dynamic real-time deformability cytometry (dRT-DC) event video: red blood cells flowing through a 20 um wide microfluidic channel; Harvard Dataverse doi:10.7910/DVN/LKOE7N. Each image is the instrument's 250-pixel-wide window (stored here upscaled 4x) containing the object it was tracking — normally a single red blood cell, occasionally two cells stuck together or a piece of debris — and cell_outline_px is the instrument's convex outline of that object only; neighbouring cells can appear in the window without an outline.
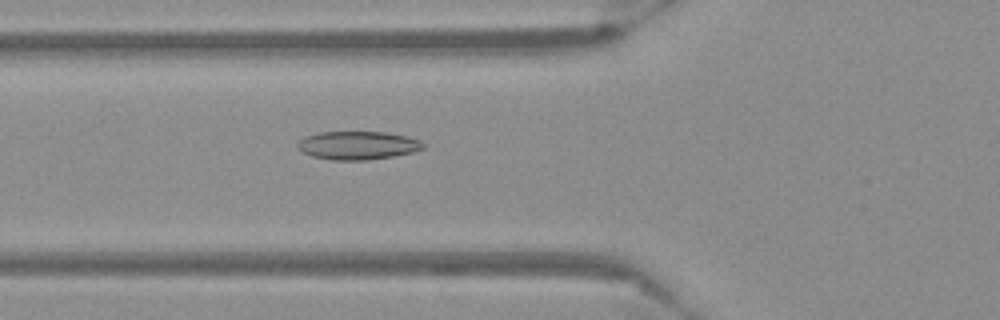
{"species": "Egyptian fruit bat (a non-hibernating species)", "species_latin": "Rousettus aegyptiacus", "temperature_condition": "warm", "stored_images_in_passage": 44, "camera_frame_rate_fps": 3000, "um_per_image_px": 0.085, "frame": {"image": 1, "passage_image": 10, "time_ms": 3.0, "image_size_px": [1000, 320], "cell_outline_px": [[428, 144], [424, 148], [412, 152], [392, 156], [368, 160], [332, 160], [312, 156], [304, 152], [296, 144], [300, 140], [308, 136], [320, 132], [384, 132], [408, 136], [420, 140]], "centroid_in_image_um": [30.47, 12.35], "position_along_channel_um": 95.3, "area_um2": 20.63}}
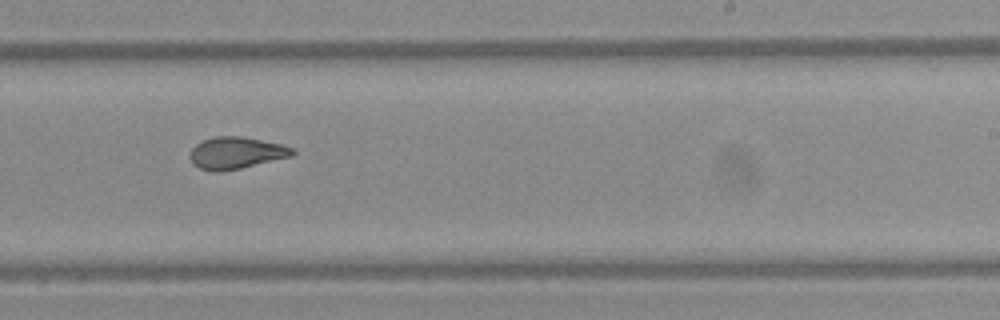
{"frame": {"image": 2, "passage_image": 24, "time_ms": 7.667, "image_size_px": [1000, 320], "cell_outline_px": [[296, 152], [292, 156], [240, 168], [220, 172], [212, 172], [200, 168], [192, 164], [188, 156], [192, 148], [196, 144], [204, 140], [216, 136], [244, 136], [280, 144], [292, 148]], "centroid_in_image_um": [20.03, 13.0], "position_along_channel_um": 269.0, "area_um2": 19.07}}
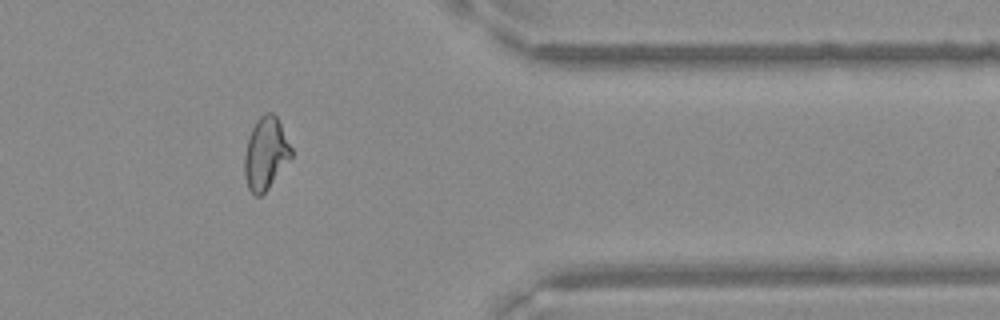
{"frame": {"image": 3, "passage_image": 35, "time_ms": 11.333, "image_size_px": [1000, 320], "cell_outline_px": [[292, 156], [268, 188], [260, 196], [256, 196], [248, 188], [244, 176], [244, 156], [248, 136], [256, 120], [260, 116], [268, 112], [272, 112], [276, 116], [292, 148]], "centroid_in_image_um": [22.56, 13.04], "position_along_channel_um": 388.8, "area_um2": 19.54}}